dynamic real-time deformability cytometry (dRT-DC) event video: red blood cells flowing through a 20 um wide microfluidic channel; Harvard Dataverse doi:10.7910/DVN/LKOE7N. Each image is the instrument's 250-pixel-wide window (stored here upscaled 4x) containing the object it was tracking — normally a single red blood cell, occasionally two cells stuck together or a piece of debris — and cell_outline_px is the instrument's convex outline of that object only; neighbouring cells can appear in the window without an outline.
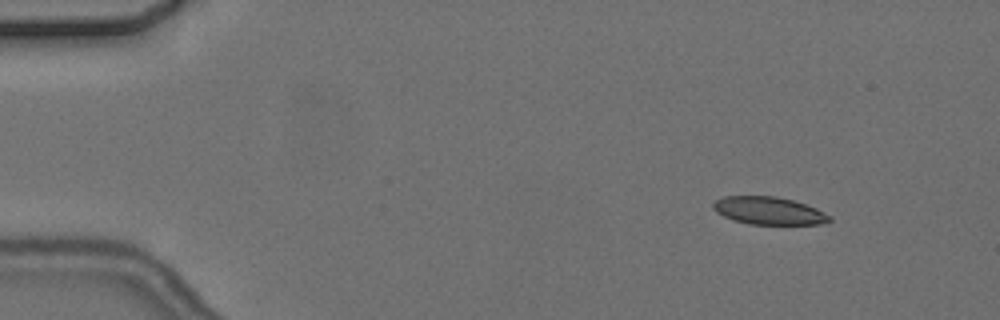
{"species": "common noctule bat (a hibernating species)", "species_latin": "Nyctalus noctula", "temperature_condition": "cold", "stored_images_in_passage": 4, "camera_frame_rate_fps": 3000, "um_per_image_px": 0.085, "animal": {"sex": "female", "body_mass_g": 24.6, "forearm_length_mm": 56.2}, "frame": {"image": 1, "passage_image": 1, "time_ms": 0.0, "image_size_px": [1000, 320], "cell_outline_px": [[832, 220], [820, 224], [748, 224], [732, 220], [716, 212], [712, 208], [712, 204], [716, 200], [724, 196], [776, 196], [792, 200], [816, 208], [832, 216]], "centroid_in_image_um": [65.33, 17.91], "position_along_channel_um": 19.7, "area_um2": 18.79}}
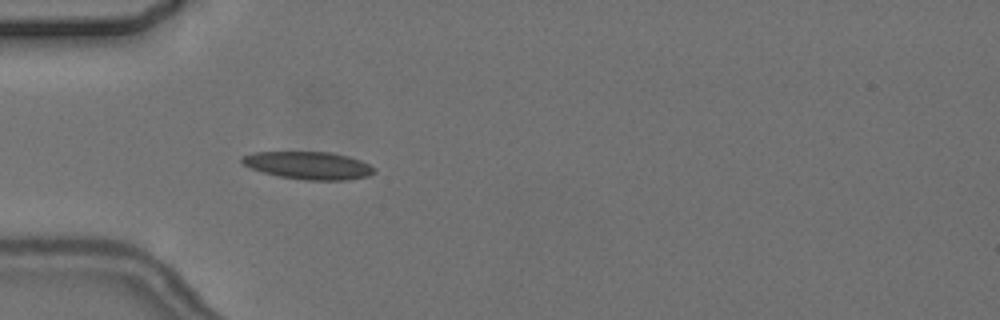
{"frame": {"image": 2, "passage_image": 4, "time_ms": 3.667, "image_size_px": [1000, 320], "cell_outline_px": [[376, 172], [368, 176], [348, 180], [308, 180], [280, 176], [264, 172], [252, 168], [244, 164], [240, 160], [240, 156], [252, 152], [328, 152], [348, 156], [360, 160], [376, 168]], "centroid_in_image_um": [26.24, 14.05], "position_along_channel_um": 58.8, "area_um2": 21.21}}